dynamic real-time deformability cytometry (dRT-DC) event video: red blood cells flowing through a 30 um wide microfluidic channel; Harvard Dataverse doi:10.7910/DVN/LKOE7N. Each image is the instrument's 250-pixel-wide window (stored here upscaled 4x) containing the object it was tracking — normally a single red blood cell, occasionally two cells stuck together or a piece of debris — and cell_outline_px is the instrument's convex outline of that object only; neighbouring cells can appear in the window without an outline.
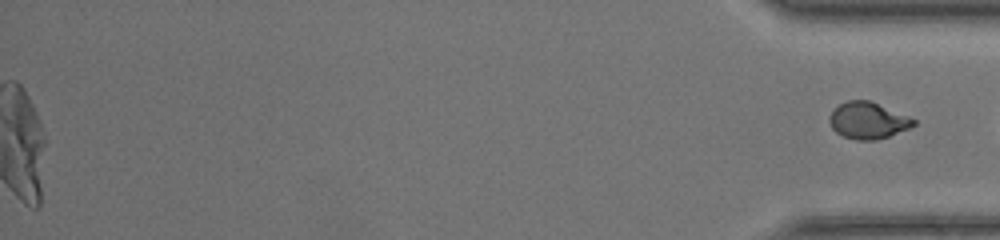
{"species": "common noctule bat (a hibernating species)", "species_latin": "Nyctalus noctula", "temperature_condition": "warm", "stored_images_in_passage": 46, "camera_frame_rate_fps": 3000, "um_per_image_px": 0.085, "animal": {"sex": "female", "body_mass_g": 17.0, "forearm_length_mm": 48.0}, "frame": {"image": 1, "passage_image": 46, "time_ms": 15.0, "image_size_px": [1000, 240], "cell_outline_px": [[916, 124], [908, 128], [888, 136], [876, 140], [856, 140], [844, 136], [836, 132], [832, 128], [828, 120], [828, 116], [832, 108], [848, 100], [868, 100], [908, 116], [916, 120]], "centroid_in_image_um": [73.72, 10.24], "position_along_channel_um": 361.5, "area_um2": 17.86}}